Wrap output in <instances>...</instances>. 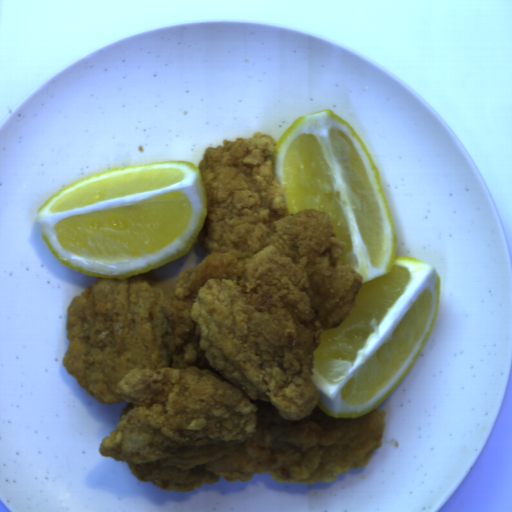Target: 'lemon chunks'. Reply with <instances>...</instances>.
<instances>
[{"label":"lemon chunks","mask_w":512,"mask_h":512,"mask_svg":"<svg viewBox=\"0 0 512 512\" xmlns=\"http://www.w3.org/2000/svg\"><path fill=\"white\" fill-rule=\"evenodd\" d=\"M207 208L198 167L168 159L81 178L48 197L35 223L69 269L123 281L186 255Z\"/></svg>","instance_id":"obj_2"},{"label":"lemon chunks","mask_w":512,"mask_h":512,"mask_svg":"<svg viewBox=\"0 0 512 512\" xmlns=\"http://www.w3.org/2000/svg\"><path fill=\"white\" fill-rule=\"evenodd\" d=\"M271 160L288 214L327 213L335 239L347 245L338 266L362 276L356 306L339 327L321 332L310 368L319 409L360 418L388 399L421 355L438 317L440 275L431 263L396 255L379 170L355 128L334 110L297 117Z\"/></svg>","instance_id":"obj_1"}]
</instances>
